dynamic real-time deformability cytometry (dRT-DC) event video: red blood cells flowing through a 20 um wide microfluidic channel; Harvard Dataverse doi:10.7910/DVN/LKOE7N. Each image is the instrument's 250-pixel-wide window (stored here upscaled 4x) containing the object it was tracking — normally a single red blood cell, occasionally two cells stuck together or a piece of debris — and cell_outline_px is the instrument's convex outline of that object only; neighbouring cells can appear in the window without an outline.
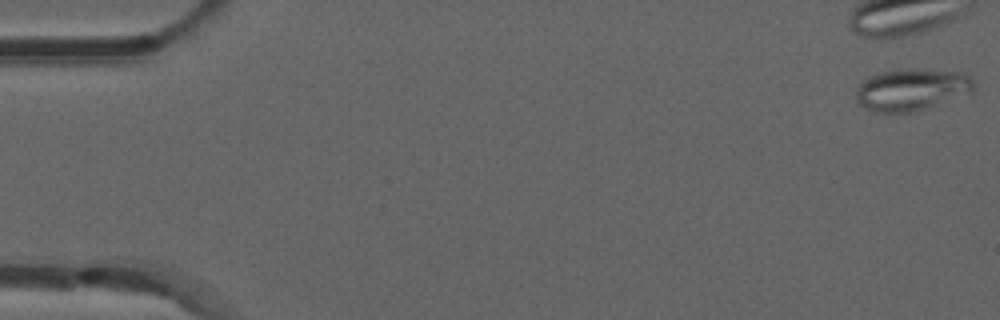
{"species": "common noctule bat (a hibernating species)", "species_latin": "Nyctalus noctula", "temperature_condition": "room temperature", "stored_images_in_passage": 53, "camera_frame_rate_fps": 3000, "um_per_image_px": 0.085, "animal": {"sex": "male", "forearm_length_mm": 52.5}, "frame": {"image": 1, "passage_image": 1, "time_ms": 0.0, "image_size_px": [1000, 320], "cell_outline_px": [[976, 88], [972, 92], [928, 108], [912, 112], [872, 112], [864, 108], [856, 100], [856, 88], [868, 76], [880, 72], [964, 72], [972, 76], [976, 84]], "centroid_in_image_um": [77.5, 7.67], "position_along_channel_um": 7.5, "area_um2": 28.03}}